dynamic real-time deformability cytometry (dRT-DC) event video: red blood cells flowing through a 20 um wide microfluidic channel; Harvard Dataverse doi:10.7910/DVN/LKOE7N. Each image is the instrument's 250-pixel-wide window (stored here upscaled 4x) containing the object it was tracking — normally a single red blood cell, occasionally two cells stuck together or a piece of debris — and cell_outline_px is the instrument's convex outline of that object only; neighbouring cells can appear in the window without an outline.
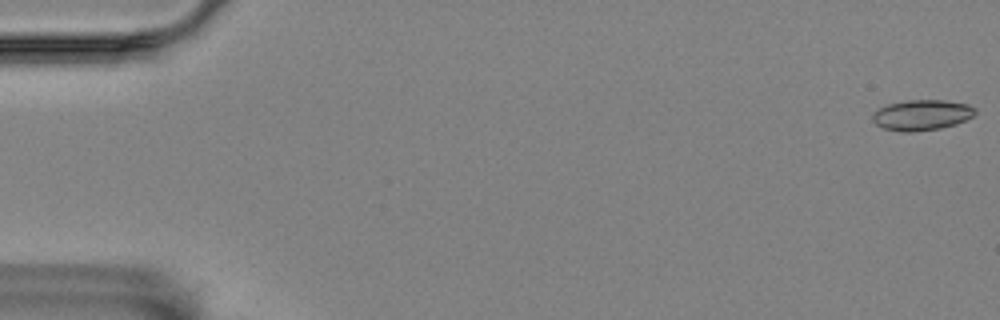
{"species": "Egyptian fruit bat (a non-hibernating species)", "species_latin": "Rousettus aegyptiacus", "temperature_condition": "room temperature", "stored_images_in_passage": 31, "camera_frame_rate_fps": 3000, "um_per_image_px": 0.085, "animal": {"sex": "female"}, "frame": {"image": 1, "passage_image": 1, "time_ms": 0.0, "image_size_px": [1000, 320], "cell_outline_px": [[976, 112], [972, 116], [956, 124], [940, 128], [912, 132], [900, 132], [884, 128], [876, 124], [872, 120], [872, 116], [880, 108], [888, 104], [908, 100], [944, 100], [968, 104], [976, 108]], "centroid_in_image_um": [78.36, 9.78], "position_along_channel_um": 6.6, "area_um2": 18.15}}
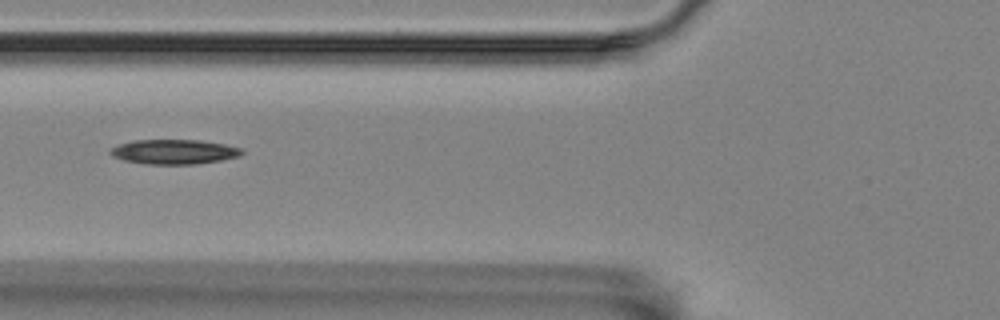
{"frame": {"image": 2, "passage_image": 22, "time_ms": 7.0, "image_size_px": [1000, 320], "cell_outline_px": [[244, 152], [240, 156], [220, 160], [196, 164], [144, 164], [124, 160], [112, 156], [108, 152], [112, 148], [120, 144], [136, 140], [200, 140], [224, 144], [244, 148]], "centroid_in_image_um": [14.83, 12.9], "position_along_channel_um": 111.0, "area_um2": 18.9}}
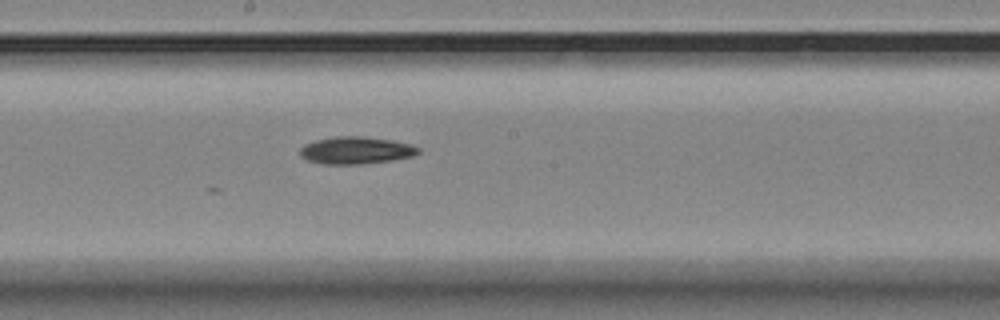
{"frame": {"image": 3, "passage_image": 31, "time_ms": 10.0, "image_size_px": [1000, 320], "cell_outline_px": [[420, 152], [412, 156], [392, 160], [360, 164], [324, 164], [308, 160], [300, 156], [300, 148], [304, 144], [316, 140], [336, 136], [360, 136], [392, 140], [412, 144], [420, 148]], "centroid_in_image_um": [30.26, 12.77], "position_along_channel_um": 217.9, "area_um2": 18.79}}